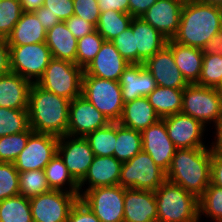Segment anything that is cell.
<instances>
[{
	"label": "cell",
	"instance_id": "cell-1",
	"mask_svg": "<svg viewBox=\"0 0 222 222\" xmlns=\"http://www.w3.org/2000/svg\"><path fill=\"white\" fill-rule=\"evenodd\" d=\"M212 146L176 149L166 178L199 198L211 183Z\"/></svg>",
	"mask_w": 222,
	"mask_h": 222
},
{
	"label": "cell",
	"instance_id": "cell-2",
	"mask_svg": "<svg viewBox=\"0 0 222 222\" xmlns=\"http://www.w3.org/2000/svg\"><path fill=\"white\" fill-rule=\"evenodd\" d=\"M222 30V4L196 2L182 7L181 19L175 42L203 49L205 44Z\"/></svg>",
	"mask_w": 222,
	"mask_h": 222
},
{
	"label": "cell",
	"instance_id": "cell-3",
	"mask_svg": "<svg viewBox=\"0 0 222 222\" xmlns=\"http://www.w3.org/2000/svg\"><path fill=\"white\" fill-rule=\"evenodd\" d=\"M70 100L46 91L32 83L29 91L28 116L35 133L66 135L69 123Z\"/></svg>",
	"mask_w": 222,
	"mask_h": 222
},
{
	"label": "cell",
	"instance_id": "cell-4",
	"mask_svg": "<svg viewBox=\"0 0 222 222\" xmlns=\"http://www.w3.org/2000/svg\"><path fill=\"white\" fill-rule=\"evenodd\" d=\"M155 192L157 222H200L198 198L166 180Z\"/></svg>",
	"mask_w": 222,
	"mask_h": 222
},
{
	"label": "cell",
	"instance_id": "cell-5",
	"mask_svg": "<svg viewBox=\"0 0 222 222\" xmlns=\"http://www.w3.org/2000/svg\"><path fill=\"white\" fill-rule=\"evenodd\" d=\"M83 73L84 69L73 62L52 58L36 84L71 101L82 95Z\"/></svg>",
	"mask_w": 222,
	"mask_h": 222
},
{
	"label": "cell",
	"instance_id": "cell-6",
	"mask_svg": "<svg viewBox=\"0 0 222 222\" xmlns=\"http://www.w3.org/2000/svg\"><path fill=\"white\" fill-rule=\"evenodd\" d=\"M82 95L100 111L109 122H118L124 102L119 82L87 75L82 77Z\"/></svg>",
	"mask_w": 222,
	"mask_h": 222
},
{
	"label": "cell",
	"instance_id": "cell-7",
	"mask_svg": "<svg viewBox=\"0 0 222 222\" xmlns=\"http://www.w3.org/2000/svg\"><path fill=\"white\" fill-rule=\"evenodd\" d=\"M181 113L195 118L205 127L213 122L216 128L222 119V99L217 88L188 84L183 89Z\"/></svg>",
	"mask_w": 222,
	"mask_h": 222
},
{
	"label": "cell",
	"instance_id": "cell-8",
	"mask_svg": "<svg viewBox=\"0 0 222 222\" xmlns=\"http://www.w3.org/2000/svg\"><path fill=\"white\" fill-rule=\"evenodd\" d=\"M166 180V172L141 150L130 160L122 162L118 185L126 189L155 191Z\"/></svg>",
	"mask_w": 222,
	"mask_h": 222
},
{
	"label": "cell",
	"instance_id": "cell-9",
	"mask_svg": "<svg viewBox=\"0 0 222 222\" xmlns=\"http://www.w3.org/2000/svg\"><path fill=\"white\" fill-rule=\"evenodd\" d=\"M9 48L11 72L31 83H37L52 59L51 51L46 43L9 45Z\"/></svg>",
	"mask_w": 222,
	"mask_h": 222
},
{
	"label": "cell",
	"instance_id": "cell-10",
	"mask_svg": "<svg viewBox=\"0 0 222 222\" xmlns=\"http://www.w3.org/2000/svg\"><path fill=\"white\" fill-rule=\"evenodd\" d=\"M125 188L120 185L87 190L79 199L101 222L124 221Z\"/></svg>",
	"mask_w": 222,
	"mask_h": 222
},
{
	"label": "cell",
	"instance_id": "cell-11",
	"mask_svg": "<svg viewBox=\"0 0 222 222\" xmlns=\"http://www.w3.org/2000/svg\"><path fill=\"white\" fill-rule=\"evenodd\" d=\"M79 197L74 193L50 190L30 198L33 222H67L69 212Z\"/></svg>",
	"mask_w": 222,
	"mask_h": 222
},
{
	"label": "cell",
	"instance_id": "cell-12",
	"mask_svg": "<svg viewBox=\"0 0 222 222\" xmlns=\"http://www.w3.org/2000/svg\"><path fill=\"white\" fill-rule=\"evenodd\" d=\"M59 137L33 132L27 145L13 162L18 172L40 170L46 167L57 153Z\"/></svg>",
	"mask_w": 222,
	"mask_h": 222
},
{
	"label": "cell",
	"instance_id": "cell-13",
	"mask_svg": "<svg viewBox=\"0 0 222 222\" xmlns=\"http://www.w3.org/2000/svg\"><path fill=\"white\" fill-rule=\"evenodd\" d=\"M57 153L78 184L87 174L95 157L85 137L67 134L59 137Z\"/></svg>",
	"mask_w": 222,
	"mask_h": 222
},
{
	"label": "cell",
	"instance_id": "cell-14",
	"mask_svg": "<svg viewBox=\"0 0 222 222\" xmlns=\"http://www.w3.org/2000/svg\"><path fill=\"white\" fill-rule=\"evenodd\" d=\"M109 123L108 119L83 95L70 101L67 135L85 137Z\"/></svg>",
	"mask_w": 222,
	"mask_h": 222
},
{
	"label": "cell",
	"instance_id": "cell-15",
	"mask_svg": "<svg viewBox=\"0 0 222 222\" xmlns=\"http://www.w3.org/2000/svg\"><path fill=\"white\" fill-rule=\"evenodd\" d=\"M141 134L142 150L150 155L158 167L167 172L177 148L168 136L164 120L159 119Z\"/></svg>",
	"mask_w": 222,
	"mask_h": 222
},
{
	"label": "cell",
	"instance_id": "cell-16",
	"mask_svg": "<svg viewBox=\"0 0 222 222\" xmlns=\"http://www.w3.org/2000/svg\"><path fill=\"white\" fill-rule=\"evenodd\" d=\"M169 138L177 149L205 147L202 137L206 127L195 118L176 113L162 118Z\"/></svg>",
	"mask_w": 222,
	"mask_h": 222
},
{
	"label": "cell",
	"instance_id": "cell-17",
	"mask_svg": "<svg viewBox=\"0 0 222 222\" xmlns=\"http://www.w3.org/2000/svg\"><path fill=\"white\" fill-rule=\"evenodd\" d=\"M144 66L158 86L184 89L189 84L177 67L172 50L167 45L150 57Z\"/></svg>",
	"mask_w": 222,
	"mask_h": 222
},
{
	"label": "cell",
	"instance_id": "cell-18",
	"mask_svg": "<svg viewBox=\"0 0 222 222\" xmlns=\"http://www.w3.org/2000/svg\"><path fill=\"white\" fill-rule=\"evenodd\" d=\"M183 5L177 0H157L141 18L167 39L178 32Z\"/></svg>",
	"mask_w": 222,
	"mask_h": 222
},
{
	"label": "cell",
	"instance_id": "cell-19",
	"mask_svg": "<svg viewBox=\"0 0 222 222\" xmlns=\"http://www.w3.org/2000/svg\"><path fill=\"white\" fill-rule=\"evenodd\" d=\"M127 62L111 41H104L95 58L87 65V75L119 82Z\"/></svg>",
	"mask_w": 222,
	"mask_h": 222
},
{
	"label": "cell",
	"instance_id": "cell-20",
	"mask_svg": "<svg viewBox=\"0 0 222 222\" xmlns=\"http://www.w3.org/2000/svg\"><path fill=\"white\" fill-rule=\"evenodd\" d=\"M123 222H157L155 192L125 188Z\"/></svg>",
	"mask_w": 222,
	"mask_h": 222
},
{
	"label": "cell",
	"instance_id": "cell-21",
	"mask_svg": "<svg viewBox=\"0 0 222 222\" xmlns=\"http://www.w3.org/2000/svg\"><path fill=\"white\" fill-rule=\"evenodd\" d=\"M122 162L114 156H95L88 172L79 183V198L92 188L118 185ZM89 184L83 192L82 186Z\"/></svg>",
	"mask_w": 222,
	"mask_h": 222
},
{
	"label": "cell",
	"instance_id": "cell-22",
	"mask_svg": "<svg viewBox=\"0 0 222 222\" xmlns=\"http://www.w3.org/2000/svg\"><path fill=\"white\" fill-rule=\"evenodd\" d=\"M119 84L124 103L147 97L157 84L144 64H129L121 74Z\"/></svg>",
	"mask_w": 222,
	"mask_h": 222
},
{
	"label": "cell",
	"instance_id": "cell-23",
	"mask_svg": "<svg viewBox=\"0 0 222 222\" xmlns=\"http://www.w3.org/2000/svg\"><path fill=\"white\" fill-rule=\"evenodd\" d=\"M130 27L135 35L138 64H144L167 44L168 39L141 17L133 18Z\"/></svg>",
	"mask_w": 222,
	"mask_h": 222
},
{
	"label": "cell",
	"instance_id": "cell-24",
	"mask_svg": "<svg viewBox=\"0 0 222 222\" xmlns=\"http://www.w3.org/2000/svg\"><path fill=\"white\" fill-rule=\"evenodd\" d=\"M31 85L30 81L13 72L0 76V107L28 109Z\"/></svg>",
	"mask_w": 222,
	"mask_h": 222
},
{
	"label": "cell",
	"instance_id": "cell-25",
	"mask_svg": "<svg viewBox=\"0 0 222 222\" xmlns=\"http://www.w3.org/2000/svg\"><path fill=\"white\" fill-rule=\"evenodd\" d=\"M173 53L177 67L189 84L197 83L202 69V49L186 46L168 39L166 44Z\"/></svg>",
	"mask_w": 222,
	"mask_h": 222
},
{
	"label": "cell",
	"instance_id": "cell-26",
	"mask_svg": "<svg viewBox=\"0 0 222 222\" xmlns=\"http://www.w3.org/2000/svg\"><path fill=\"white\" fill-rule=\"evenodd\" d=\"M159 119L161 118L156 114L147 97H140L124 103L118 123L142 132L148 126L156 123Z\"/></svg>",
	"mask_w": 222,
	"mask_h": 222
},
{
	"label": "cell",
	"instance_id": "cell-27",
	"mask_svg": "<svg viewBox=\"0 0 222 222\" xmlns=\"http://www.w3.org/2000/svg\"><path fill=\"white\" fill-rule=\"evenodd\" d=\"M77 42L66 23L62 21L46 32L45 43L51 51L52 58L76 64Z\"/></svg>",
	"mask_w": 222,
	"mask_h": 222
},
{
	"label": "cell",
	"instance_id": "cell-28",
	"mask_svg": "<svg viewBox=\"0 0 222 222\" xmlns=\"http://www.w3.org/2000/svg\"><path fill=\"white\" fill-rule=\"evenodd\" d=\"M47 30L34 12H23L9 36L8 45H26L45 42Z\"/></svg>",
	"mask_w": 222,
	"mask_h": 222
},
{
	"label": "cell",
	"instance_id": "cell-29",
	"mask_svg": "<svg viewBox=\"0 0 222 222\" xmlns=\"http://www.w3.org/2000/svg\"><path fill=\"white\" fill-rule=\"evenodd\" d=\"M147 99L153 106L156 114L162 119L164 117L181 113L183 89L158 86Z\"/></svg>",
	"mask_w": 222,
	"mask_h": 222
},
{
	"label": "cell",
	"instance_id": "cell-30",
	"mask_svg": "<svg viewBox=\"0 0 222 222\" xmlns=\"http://www.w3.org/2000/svg\"><path fill=\"white\" fill-rule=\"evenodd\" d=\"M48 184L52 190H61L74 193L79 197V184L68 172L66 165L58 153L44 168ZM67 184V185H65ZM66 186H69L66 188Z\"/></svg>",
	"mask_w": 222,
	"mask_h": 222
},
{
	"label": "cell",
	"instance_id": "cell-31",
	"mask_svg": "<svg viewBox=\"0 0 222 222\" xmlns=\"http://www.w3.org/2000/svg\"><path fill=\"white\" fill-rule=\"evenodd\" d=\"M142 150V134L140 131L125 127L116 122V144L114 157L126 162Z\"/></svg>",
	"mask_w": 222,
	"mask_h": 222
},
{
	"label": "cell",
	"instance_id": "cell-32",
	"mask_svg": "<svg viewBox=\"0 0 222 222\" xmlns=\"http://www.w3.org/2000/svg\"><path fill=\"white\" fill-rule=\"evenodd\" d=\"M132 19L130 14L107 10L101 12L96 30L105 41H112L130 26Z\"/></svg>",
	"mask_w": 222,
	"mask_h": 222
},
{
	"label": "cell",
	"instance_id": "cell-33",
	"mask_svg": "<svg viewBox=\"0 0 222 222\" xmlns=\"http://www.w3.org/2000/svg\"><path fill=\"white\" fill-rule=\"evenodd\" d=\"M0 222H33L30 198L17 195L2 200L0 202Z\"/></svg>",
	"mask_w": 222,
	"mask_h": 222
},
{
	"label": "cell",
	"instance_id": "cell-34",
	"mask_svg": "<svg viewBox=\"0 0 222 222\" xmlns=\"http://www.w3.org/2000/svg\"><path fill=\"white\" fill-rule=\"evenodd\" d=\"M85 138L95 156H114L116 122H110L106 127L88 133Z\"/></svg>",
	"mask_w": 222,
	"mask_h": 222
},
{
	"label": "cell",
	"instance_id": "cell-35",
	"mask_svg": "<svg viewBox=\"0 0 222 222\" xmlns=\"http://www.w3.org/2000/svg\"><path fill=\"white\" fill-rule=\"evenodd\" d=\"M29 128L28 109L0 107V137L27 131Z\"/></svg>",
	"mask_w": 222,
	"mask_h": 222
},
{
	"label": "cell",
	"instance_id": "cell-36",
	"mask_svg": "<svg viewBox=\"0 0 222 222\" xmlns=\"http://www.w3.org/2000/svg\"><path fill=\"white\" fill-rule=\"evenodd\" d=\"M198 204L199 219L201 215H205V217L211 218L213 222L222 221V187L210 183L198 198Z\"/></svg>",
	"mask_w": 222,
	"mask_h": 222
},
{
	"label": "cell",
	"instance_id": "cell-37",
	"mask_svg": "<svg viewBox=\"0 0 222 222\" xmlns=\"http://www.w3.org/2000/svg\"><path fill=\"white\" fill-rule=\"evenodd\" d=\"M52 190L43 169L19 172V193L31 198Z\"/></svg>",
	"mask_w": 222,
	"mask_h": 222
},
{
	"label": "cell",
	"instance_id": "cell-38",
	"mask_svg": "<svg viewBox=\"0 0 222 222\" xmlns=\"http://www.w3.org/2000/svg\"><path fill=\"white\" fill-rule=\"evenodd\" d=\"M33 132L29 128L27 131L0 137V162L13 163L27 145L28 138Z\"/></svg>",
	"mask_w": 222,
	"mask_h": 222
},
{
	"label": "cell",
	"instance_id": "cell-39",
	"mask_svg": "<svg viewBox=\"0 0 222 222\" xmlns=\"http://www.w3.org/2000/svg\"><path fill=\"white\" fill-rule=\"evenodd\" d=\"M104 41V38L98 33L97 30L78 39L76 65L85 69L87 65L95 58Z\"/></svg>",
	"mask_w": 222,
	"mask_h": 222
},
{
	"label": "cell",
	"instance_id": "cell-40",
	"mask_svg": "<svg viewBox=\"0 0 222 222\" xmlns=\"http://www.w3.org/2000/svg\"><path fill=\"white\" fill-rule=\"evenodd\" d=\"M222 82V56L203 54L201 75L196 84L217 88Z\"/></svg>",
	"mask_w": 222,
	"mask_h": 222
},
{
	"label": "cell",
	"instance_id": "cell-41",
	"mask_svg": "<svg viewBox=\"0 0 222 222\" xmlns=\"http://www.w3.org/2000/svg\"><path fill=\"white\" fill-rule=\"evenodd\" d=\"M22 13L20 0H0V38L9 36Z\"/></svg>",
	"mask_w": 222,
	"mask_h": 222
},
{
	"label": "cell",
	"instance_id": "cell-42",
	"mask_svg": "<svg viewBox=\"0 0 222 222\" xmlns=\"http://www.w3.org/2000/svg\"><path fill=\"white\" fill-rule=\"evenodd\" d=\"M20 195L19 172L11 162H0V202Z\"/></svg>",
	"mask_w": 222,
	"mask_h": 222
},
{
	"label": "cell",
	"instance_id": "cell-43",
	"mask_svg": "<svg viewBox=\"0 0 222 222\" xmlns=\"http://www.w3.org/2000/svg\"><path fill=\"white\" fill-rule=\"evenodd\" d=\"M111 42L127 62L130 64H138V50L135 49V35L130 26Z\"/></svg>",
	"mask_w": 222,
	"mask_h": 222
},
{
	"label": "cell",
	"instance_id": "cell-44",
	"mask_svg": "<svg viewBox=\"0 0 222 222\" xmlns=\"http://www.w3.org/2000/svg\"><path fill=\"white\" fill-rule=\"evenodd\" d=\"M73 8V15L83 18L95 27L97 26L101 14L98 0H73Z\"/></svg>",
	"mask_w": 222,
	"mask_h": 222
},
{
	"label": "cell",
	"instance_id": "cell-45",
	"mask_svg": "<svg viewBox=\"0 0 222 222\" xmlns=\"http://www.w3.org/2000/svg\"><path fill=\"white\" fill-rule=\"evenodd\" d=\"M43 6L49 8V12L57 15L62 22L74 14L73 0H44Z\"/></svg>",
	"mask_w": 222,
	"mask_h": 222
},
{
	"label": "cell",
	"instance_id": "cell-46",
	"mask_svg": "<svg viewBox=\"0 0 222 222\" xmlns=\"http://www.w3.org/2000/svg\"><path fill=\"white\" fill-rule=\"evenodd\" d=\"M67 222H101L80 199L72 206Z\"/></svg>",
	"mask_w": 222,
	"mask_h": 222
},
{
	"label": "cell",
	"instance_id": "cell-47",
	"mask_svg": "<svg viewBox=\"0 0 222 222\" xmlns=\"http://www.w3.org/2000/svg\"><path fill=\"white\" fill-rule=\"evenodd\" d=\"M65 23L77 40L96 30L93 24L75 15H72Z\"/></svg>",
	"mask_w": 222,
	"mask_h": 222
},
{
	"label": "cell",
	"instance_id": "cell-48",
	"mask_svg": "<svg viewBox=\"0 0 222 222\" xmlns=\"http://www.w3.org/2000/svg\"><path fill=\"white\" fill-rule=\"evenodd\" d=\"M211 183L222 187V153L212 150Z\"/></svg>",
	"mask_w": 222,
	"mask_h": 222
},
{
	"label": "cell",
	"instance_id": "cell-49",
	"mask_svg": "<svg viewBox=\"0 0 222 222\" xmlns=\"http://www.w3.org/2000/svg\"><path fill=\"white\" fill-rule=\"evenodd\" d=\"M33 12L46 30L51 29L53 26L61 22L57 15L51 14L49 12V8L44 6H41L39 9L34 10Z\"/></svg>",
	"mask_w": 222,
	"mask_h": 222
},
{
	"label": "cell",
	"instance_id": "cell-50",
	"mask_svg": "<svg viewBox=\"0 0 222 222\" xmlns=\"http://www.w3.org/2000/svg\"><path fill=\"white\" fill-rule=\"evenodd\" d=\"M98 6L101 12L116 10L129 14V0H98Z\"/></svg>",
	"mask_w": 222,
	"mask_h": 222
},
{
	"label": "cell",
	"instance_id": "cell-51",
	"mask_svg": "<svg viewBox=\"0 0 222 222\" xmlns=\"http://www.w3.org/2000/svg\"><path fill=\"white\" fill-rule=\"evenodd\" d=\"M157 0H129V14L133 18L141 17Z\"/></svg>",
	"mask_w": 222,
	"mask_h": 222
},
{
	"label": "cell",
	"instance_id": "cell-52",
	"mask_svg": "<svg viewBox=\"0 0 222 222\" xmlns=\"http://www.w3.org/2000/svg\"><path fill=\"white\" fill-rule=\"evenodd\" d=\"M11 72L10 48L6 39L0 38V76Z\"/></svg>",
	"mask_w": 222,
	"mask_h": 222
},
{
	"label": "cell",
	"instance_id": "cell-53",
	"mask_svg": "<svg viewBox=\"0 0 222 222\" xmlns=\"http://www.w3.org/2000/svg\"><path fill=\"white\" fill-rule=\"evenodd\" d=\"M203 54L222 56V30L217 32L203 47Z\"/></svg>",
	"mask_w": 222,
	"mask_h": 222
},
{
	"label": "cell",
	"instance_id": "cell-54",
	"mask_svg": "<svg viewBox=\"0 0 222 222\" xmlns=\"http://www.w3.org/2000/svg\"><path fill=\"white\" fill-rule=\"evenodd\" d=\"M23 12H33L44 4V0H20Z\"/></svg>",
	"mask_w": 222,
	"mask_h": 222
},
{
	"label": "cell",
	"instance_id": "cell-55",
	"mask_svg": "<svg viewBox=\"0 0 222 222\" xmlns=\"http://www.w3.org/2000/svg\"><path fill=\"white\" fill-rule=\"evenodd\" d=\"M215 138L214 142H212L210 146H212L214 151L221 152L222 153V119L218 123L217 127L215 128Z\"/></svg>",
	"mask_w": 222,
	"mask_h": 222
},
{
	"label": "cell",
	"instance_id": "cell-56",
	"mask_svg": "<svg viewBox=\"0 0 222 222\" xmlns=\"http://www.w3.org/2000/svg\"><path fill=\"white\" fill-rule=\"evenodd\" d=\"M177 1L180 2L182 5H186V4L196 3V2H203L204 0H177Z\"/></svg>",
	"mask_w": 222,
	"mask_h": 222
},
{
	"label": "cell",
	"instance_id": "cell-57",
	"mask_svg": "<svg viewBox=\"0 0 222 222\" xmlns=\"http://www.w3.org/2000/svg\"><path fill=\"white\" fill-rule=\"evenodd\" d=\"M217 90H218V93H219L220 98L222 99V82H221V84L217 87Z\"/></svg>",
	"mask_w": 222,
	"mask_h": 222
},
{
	"label": "cell",
	"instance_id": "cell-58",
	"mask_svg": "<svg viewBox=\"0 0 222 222\" xmlns=\"http://www.w3.org/2000/svg\"><path fill=\"white\" fill-rule=\"evenodd\" d=\"M205 2H215L222 4V0H204Z\"/></svg>",
	"mask_w": 222,
	"mask_h": 222
}]
</instances>
